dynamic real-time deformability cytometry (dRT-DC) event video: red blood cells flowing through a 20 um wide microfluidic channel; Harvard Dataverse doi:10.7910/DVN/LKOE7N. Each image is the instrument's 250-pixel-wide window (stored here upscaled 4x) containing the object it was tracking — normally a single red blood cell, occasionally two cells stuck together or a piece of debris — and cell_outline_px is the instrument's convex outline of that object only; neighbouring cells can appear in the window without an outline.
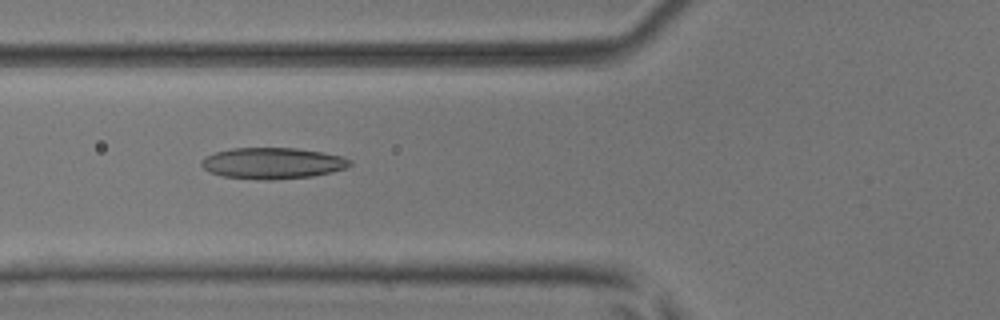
{"species": "common noctule bat (a hibernating species)", "species_latin": "Nyctalus noctula", "temperature_condition": "room temperature", "stored_images_in_passage": 42, "camera_frame_rate_fps": 3000, "um_per_image_px": 0.085, "animal": {"sex": "male", "body_mass_g": 17.9, "forearm_length_mm": 54.2}, "frame": {"image": 1, "passage_image": 9, "time_ms": 2.667, "image_size_px": [1000, 320], "cell_outline_px": [[352, 164], [344, 168], [332, 172], [312, 176], [272, 180], [268, 180], [224, 176], [212, 172], [204, 168], [200, 164], [200, 160], [204, 156], [216, 152], [232, 148], [296, 148], [324, 152], [344, 156], [352, 160]], "centroid_in_image_um": [23.2, 13.86], "position_along_channel_um": 102.6, "area_um2": 26.99}}
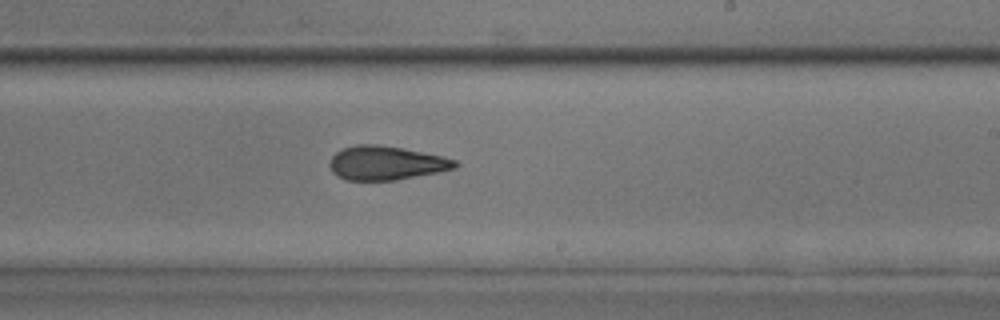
{"frame": {"image": 2, "passage_image": 21, "time_ms": 6.667, "image_size_px": [1000, 320], "cell_outline_px": [[460, 164], [456, 168], [440, 172], [396, 180], [344, 180], [336, 176], [332, 172], [328, 164], [328, 160], [340, 148], [356, 144], [380, 144], [404, 148], [444, 156], [456, 160]], "centroid_in_image_um": [32.8, 13.85], "position_along_channel_um": 256.2, "area_um2": 25.37}}
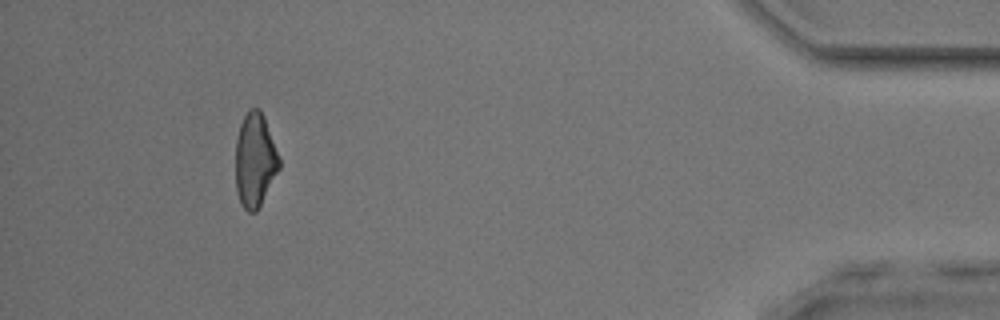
{"frame": {"image": 3, "passage_image": 38, "time_ms": 12.333, "image_size_px": [1000, 320], "cell_outline_px": [[280, 168], [256, 212], [248, 212], [240, 204], [236, 188], [236, 140], [240, 124], [244, 116], [252, 108], [260, 108], [264, 116], [280, 156]], "centroid_in_image_um": [21.68, 13.61], "position_along_channel_um": 413.5, "area_um2": 23.93}, "authors_computed_cell_mechanics": {"area_um2": 24.9118, "velocity_mm_per_s": 3.8544, "shape_relaxation_time_tau1_ms": 10.2192, "shape_relaxation_time_tau2_ms": 2.4722, "deformation_change_tau1": 0.2596, "deformation_change_tau2": 0.1213}}